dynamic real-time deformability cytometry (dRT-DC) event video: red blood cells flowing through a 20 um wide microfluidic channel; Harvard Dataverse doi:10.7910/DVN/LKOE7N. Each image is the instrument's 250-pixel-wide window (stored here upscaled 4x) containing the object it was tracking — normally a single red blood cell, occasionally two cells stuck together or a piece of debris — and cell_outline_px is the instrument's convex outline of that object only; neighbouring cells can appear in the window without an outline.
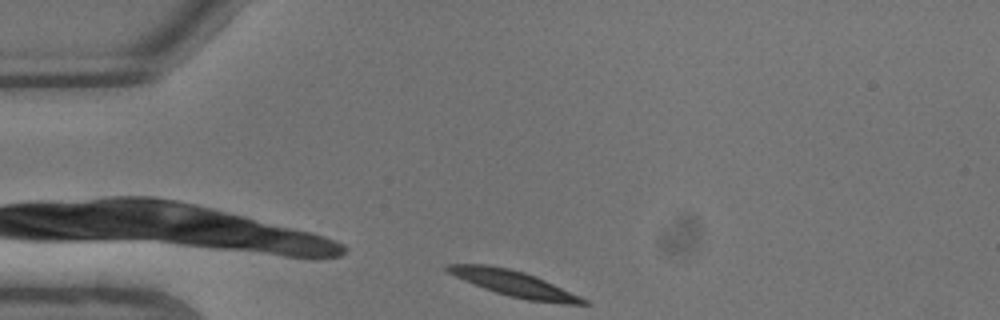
{"species": "common noctule bat (a hibernating species)", "species_latin": "Nyctalus noctula", "temperature_condition": "warm", "stored_images_in_passage": 2, "camera_frame_rate_fps": 3000, "um_per_image_px": 0.085, "animal": {"sex": "male", "body_mass_g": 13.3}, "frame": {"image": 1, "passage_image": 2, "time_ms": 0.333, "image_size_px": [1000, 320], "cell_outline_px": [[592, 304], [564, 304], [528, 300], [508, 296], [484, 288], [464, 280], [448, 272], [444, 268], [448, 264], [488, 264], [508, 268], [524, 272], [536, 276], [580, 296], [588, 300]], "centroid_in_image_um": [43.72, 24.11], "position_along_channel_um": 41.3, "area_um2": 20.23}}